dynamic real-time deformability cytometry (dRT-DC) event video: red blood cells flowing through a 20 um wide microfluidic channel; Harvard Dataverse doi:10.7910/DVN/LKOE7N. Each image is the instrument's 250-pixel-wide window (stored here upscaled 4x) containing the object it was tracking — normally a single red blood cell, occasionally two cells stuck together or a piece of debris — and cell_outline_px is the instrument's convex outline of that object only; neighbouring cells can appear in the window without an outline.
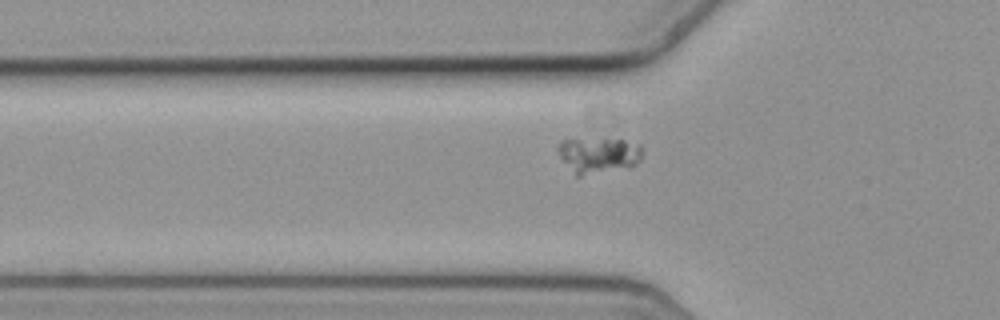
{"species": "common noctule bat (a hibernating species)", "species_latin": "Nyctalus noctula", "temperature_condition": "cold", "stored_images_in_passage": 36, "camera_frame_rate_fps": 3000, "um_per_image_px": 0.085, "animal": {"sex": "female", "body_mass_g": 19.3, "forearm_length_mm": 54.1}, "frame": {"image": 1, "passage_image": 3, "time_ms": 0.667, "image_size_px": [1000, 320], "cell_outline_px": [[644, 152], [640, 160], [636, 164], [580, 176], [576, 176], [560, 156], [556, 148], [560, 140], [624, 140], [640, 144], [644, 148]], "centroid_in_image_um": [50.89, 13.17], "position_along_channel_um": 74.9, "area_um2": 17.11}}
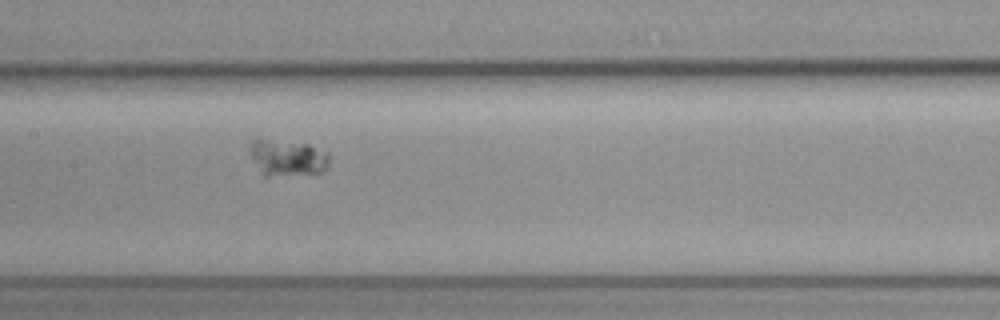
{"frame": {"image": 2, "passage_image": 12, "time_ms": 3.667, "image_size_px": [1000, 320], "cell_outline_px": [[328, 164], [320, 172], [268, 176], [264, 176], [252, 156], [248, 148], [252, 140], [268, 140], [308, 144], [328, 152]], "centroid_in_image_um": [24.43, 13.4], "position_along_channel_um": 183.0, "area_um2": 16.18}}
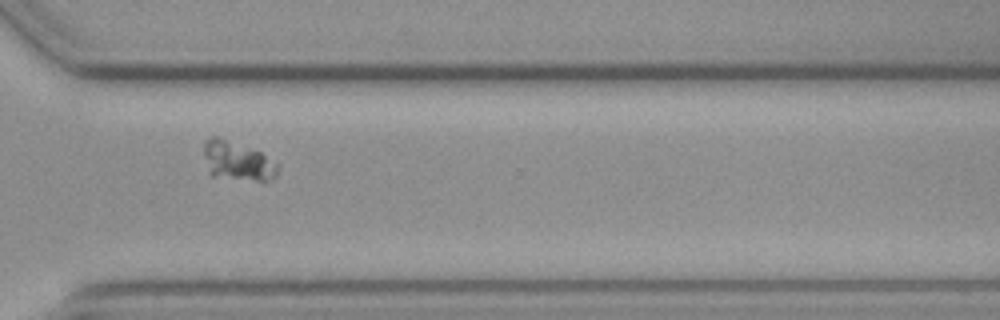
{"frame": {"image": 3, "passage_image": 26, "time_ms": 8.333, "image_size_px": [1000, 320], "cell_outline_px": [[276, 176], [268, 180], [256, 180], [208, 176], [204, 156], [204, 140], [208, 136], [216, 136], [260, 152], [276, 164]], "centroid_in_image_um": [20.07, 13.68], "position_along_channel_um": 350.5, "area_um2": 16.53}}